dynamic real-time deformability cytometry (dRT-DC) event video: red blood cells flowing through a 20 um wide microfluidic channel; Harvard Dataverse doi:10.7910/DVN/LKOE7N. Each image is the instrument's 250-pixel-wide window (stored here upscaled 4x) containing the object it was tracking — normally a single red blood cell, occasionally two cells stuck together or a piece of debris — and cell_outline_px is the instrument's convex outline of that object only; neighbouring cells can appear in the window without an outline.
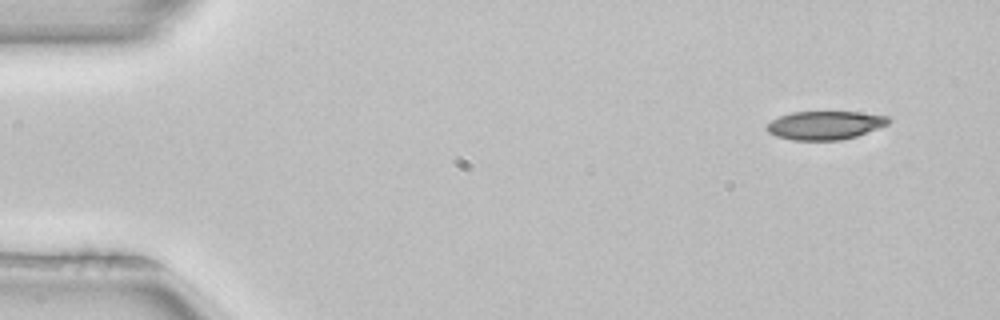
{"species": "common noctule bat (a hibernating species)", "species_latin": "Nyctalus noctula", "temperature_condition": "room temperature", "stored_images_in_passage": 4, "camera_frame_rate_fps": 3000, "um_per_image_px": 0.085, "animal": {"sex": "female", "body_mass_g": 22.7, "forearm_length_mm": 54.2}, "frame": {"image": 1, "passage_image": 1, "time_ms": 0.0, "image_size_px": [1000, 320], "cell_outline_px": [[892, 120], [888, 124], [856, 136], [840, 140], [792, 140], [776, 136], [768, 132], [764, 128], [772, 120], [780, 116], [792, 112], [860, 112], [888, 116]], "centroid_in_image_um": [70.12, 10.64], "position_along_channel_um": 14.9, "area_um2": 20.17}}
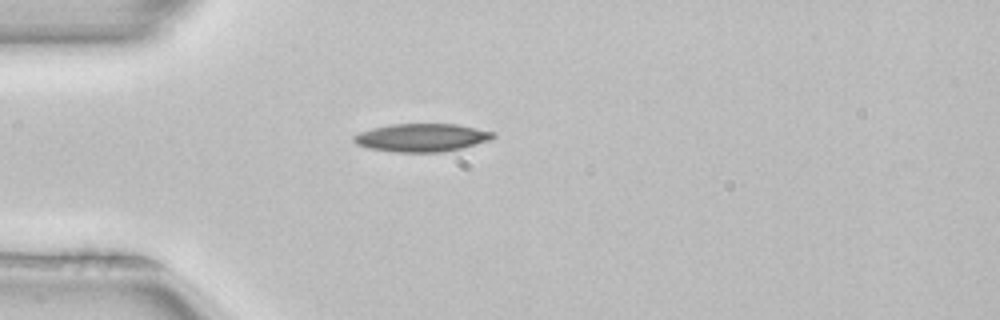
{"frame": {"image": 2, "passage_image": 4, "time_ms": 1.0, "image_size_px": [1000, 320], "cell_outline_px": [[496, 136], [492, 140], [444, 152], [392, 152], [368, 148], [356, 144], [352, 140], [352, 136], [360, 132], [372, 128], [388, 124], [456, 124], [496, 132]], "centroid_in_image_um": [35.84, 11.7], "position_along_channel_um": 49.2, "area_um2": 23.0}}